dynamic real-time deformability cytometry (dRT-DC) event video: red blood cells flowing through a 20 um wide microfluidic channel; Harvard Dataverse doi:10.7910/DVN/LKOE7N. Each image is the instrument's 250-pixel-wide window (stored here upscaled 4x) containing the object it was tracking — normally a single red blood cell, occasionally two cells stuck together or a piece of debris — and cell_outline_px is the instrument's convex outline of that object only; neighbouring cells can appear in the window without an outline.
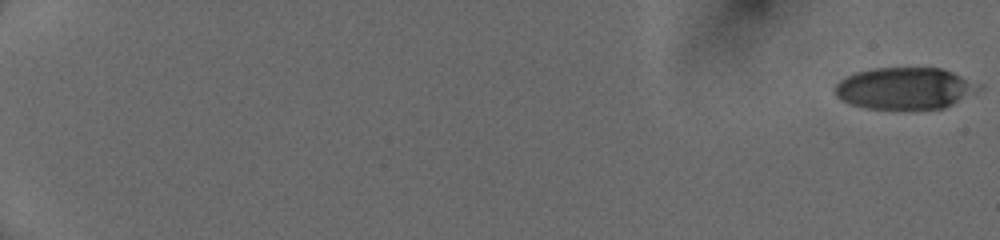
{"species": "human", "species_latin": "Homo sapiens", "temperature_condition": "cold", "stored_images_in_passage": 54, "camera_frame_rate_fps": 3000, "um_per_image_px": 0.085, "donor": {"sex": "female"}, "frame": {"image": 1, "passage_image": 1, "time_ms": 0.0, "image_size_px": [1000, 240], "cell_outline_px": [[984, 88], [944, 108], [868, 108], [852, 104], [840, 100], [836, 96], [832, 88], [844, 76], [856, 72], [872, 68], [940, 68], [952, 72], [984, 84]], "centroid_in_image_um": [76.92, 7.49], "position_along_channel_um": 8.1, "area_um2": 35.08}}
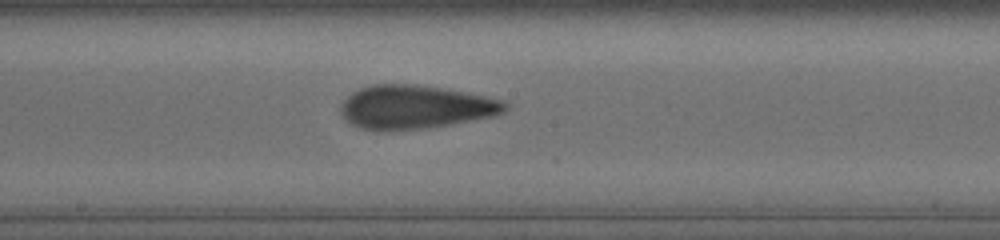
{"frame": {"image": 2, "passage_image": 33, "time_ms": 10.667, "image_size_px": [1000, 240], "cell_outline_px": [[508, 108], [504, 112], [492, 116], [448, 124], [420, 128], [360, 128], [344, 120], [340, 112], [340, 104], [352, 92], [360, 88], [372, 84], [412, 84], [440, 88], [464, 92], [504, 100], [508, 104]], "centroid_in_image_um": [35.28, 9.06], "position_along_channel_um": 212.9, "area_um2": 40.75}}
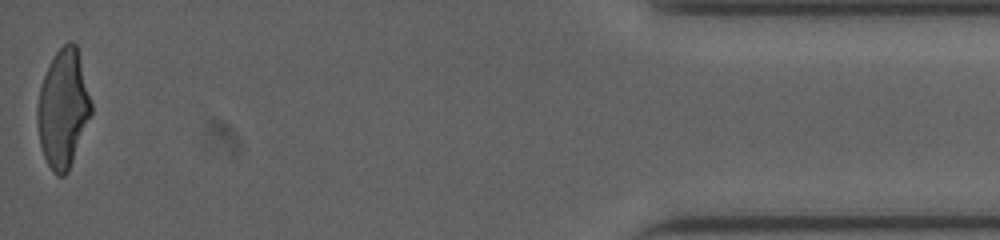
{"frame": {"image": 3, "passage_image": 54, "time_ms": 17.667, "image_size_px": [1000, 240], "cell_outline_px": [[92, 112], [68, 172], [64, 176], [56, 176], [52, 172], [44, 156], [40, 144], [36, 120], [36, 108], [40, 88], [44, 76], [56, 52], [68, 40], [72, 40], [76, 44], [92, 104]], "centroid_in_image_um": [5.35, 9.26], "position_along_channel_um": 429.8, "area_um2": 36.82}, "authors_computed_cell_mechanics": {"area_um2": 39.3618, "velocity_mm_per_s": 4.0693, "shape_relaxation_time_tau1_ms": 6.3607, "shape_relaxation_time_tau2_ms": 1.6367, "deformation_change_tau1": 0.2242, "deformation_change_tau2": 0.102}}